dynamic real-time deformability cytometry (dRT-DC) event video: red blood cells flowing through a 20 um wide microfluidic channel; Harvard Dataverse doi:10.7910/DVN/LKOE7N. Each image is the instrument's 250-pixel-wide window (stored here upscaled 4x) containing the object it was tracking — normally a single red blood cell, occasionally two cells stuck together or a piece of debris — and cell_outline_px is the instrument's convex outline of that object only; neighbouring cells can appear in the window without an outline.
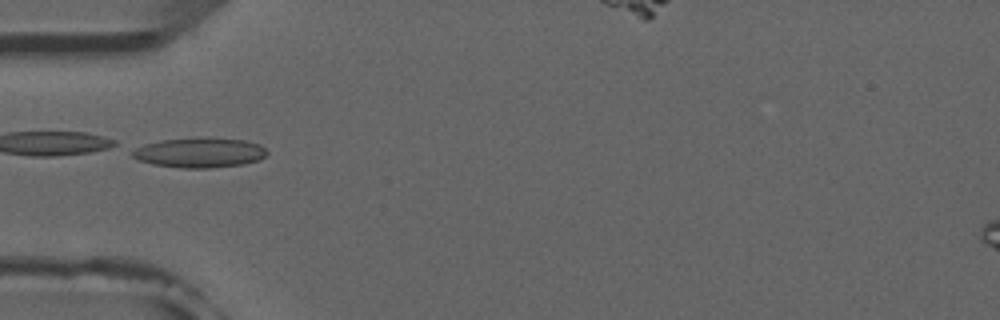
{"species": "common noctule bat (a hibernating species)", "species_latin": "Nyctalus noctula", "temperature_condition": "room temperature", "stored_images_in_passage": 6, "camera_frame_rate_fps": 3000, "um_per_image_px": 0.085, "animal": {"sex": "male", "forearm_length_mm": 52.5}, "frame": {"image": 1, "passage_image": 2, "time_ms": 2.333, "image_size_px": [1000, 320], "cell_outline_px": [[268, 152], [260, 160], [244, 164], [208, 168], [184, 168], [152, 164], [140, 160], [132, 156], [132, 152], [136, 148], [144, 144], [160, 140], [196, 136], [204, 136], [244, 140], [260, 144]], "centroid_in_image_um": [16.98, 12.95], "position_along_channel_um": 68.0, "area_um2": 23.81}}